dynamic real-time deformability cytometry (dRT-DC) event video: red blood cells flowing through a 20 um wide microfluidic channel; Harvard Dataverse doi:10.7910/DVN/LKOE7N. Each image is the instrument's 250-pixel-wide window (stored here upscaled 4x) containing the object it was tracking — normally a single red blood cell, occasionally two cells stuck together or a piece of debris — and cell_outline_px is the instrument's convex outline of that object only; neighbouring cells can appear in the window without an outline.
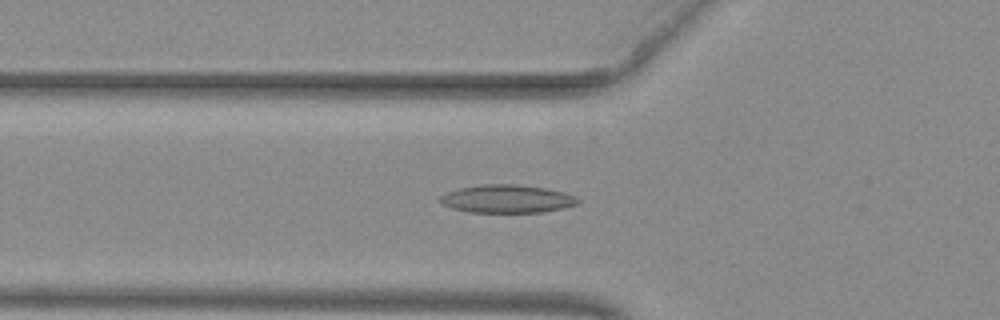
{"species": "common noctule bat (a hibernating species)", "species_latin": "Nyctalus noctula", "temperature_condition": "warm", "stored_images_in_passage": 52, "camera_frame_rate_fps": 3000, "um_per_image_px": 0.085, "animal": {"sex": "female", "body_mass_g": 29.2, "forearm_length_mm": 56.3}, "frame": {"image": 1, "passage_image": 19, "time_ms": 6.0, "image_size_px": [1000, 320], "cell_outline_px": [[580, 204], [564, 208], [544, 212], [468, 212], [452, 208], [440, 204], [440, 196], [448, 192], [460, 188], [480, 184], [516, 184], [548, 188], [564, 192], [576, 196], [580, 200]], "centroid_in_image_um": [43.14, 16.9], "position_along_channel_um": 82.7, "area_um2": 22.77}}
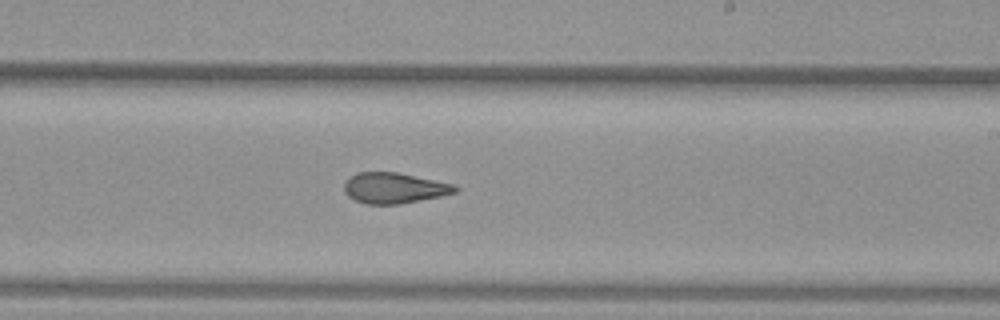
{"frame": {"image": 2, "passage_image": 32, "time_ms": 10.333, "image_size_px": [1000, 320], "cell_outline_px": [[460, 188], [456, 192], [440, 196], [400, 204], [364, 204], [348, 196], [344, 192], [344, 184], [356, 172], [396, 172], [452, 184]], "centroid_in_image_um": [33.48, 15.99], "position_along_channel_um": 255.5, "area_um2": 19.59}}
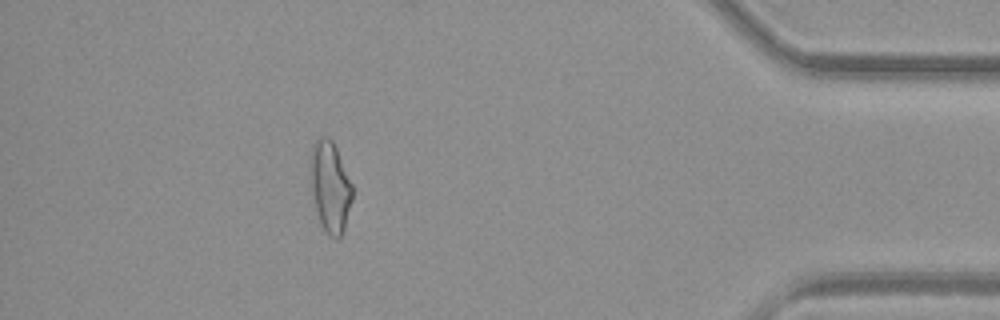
{"frame": {"image": 3, "passage_image": 47, "time_ms": 15.333, "image_size_px": [1000, 320], "cell_outline_px": [[352, 200], [344, 232], [336, 240], [328, 236], [320, 224], [312, 200], [308, 160], [312, 144], [320, 136], [328, 136], [332, 140], [336, 148], [352, 184]], "centroid_in_image_um": [28.02, 15.88], "position_along_channel_um": 407.2, "area_um2": 22.95}, "authors_computed_cell_mechanics": {"area_um2": 21.3571, "velocity_mm_per_s": 3.9755, "shape_relaxation_time_tau1_ms": null, "shape_relaxation_time_tau2_ms": 2.272, "deformation_change_tau1": null, "deformation_change_tau2": 0.0855}}